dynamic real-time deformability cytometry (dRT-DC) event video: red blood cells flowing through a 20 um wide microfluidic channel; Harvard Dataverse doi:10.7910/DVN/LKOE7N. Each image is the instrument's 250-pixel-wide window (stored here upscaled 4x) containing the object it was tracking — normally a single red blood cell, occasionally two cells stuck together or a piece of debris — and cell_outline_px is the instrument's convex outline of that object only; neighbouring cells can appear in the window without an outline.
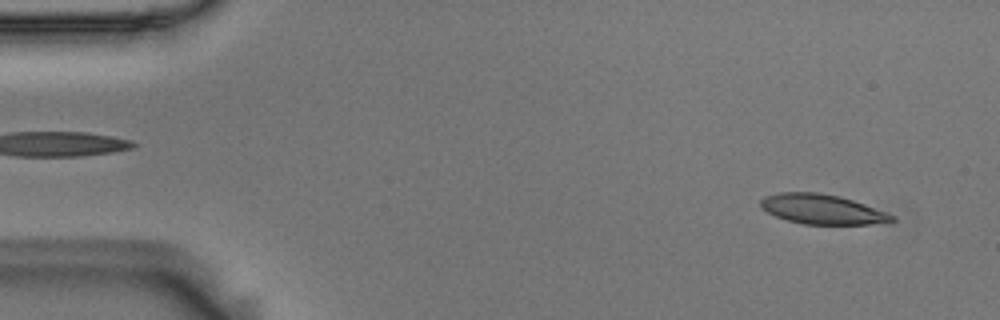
{"species": "Egyptian fruit bat (a non-hibernating species)", "species_latin": "Rousettus aegyptiacus", "temperature_condition": "room temperature", "stored_images_in_passage": 53, "camera_frame_rate_fps": 3000, "um_per_image_px": 0.085, "animal": {"sex": "male"}, "frame": {"image": 1, "passage_image": 3, "time_ms": 0.667, "image_size_px": [1000, 320], "cell_outline_px": [[896, 220], [892, 224], [804, 224], [788, 220], [776, 216], [768, 212], [760, 204], [760, 200], [764, 196], [780, 192], [816, 192], [840, 196], [864, 204], [896, 216]], "centroid_in_image_um": [69.95, 17.79], "position_along_channel_um": 15.1, "area_um2": 22.83}}
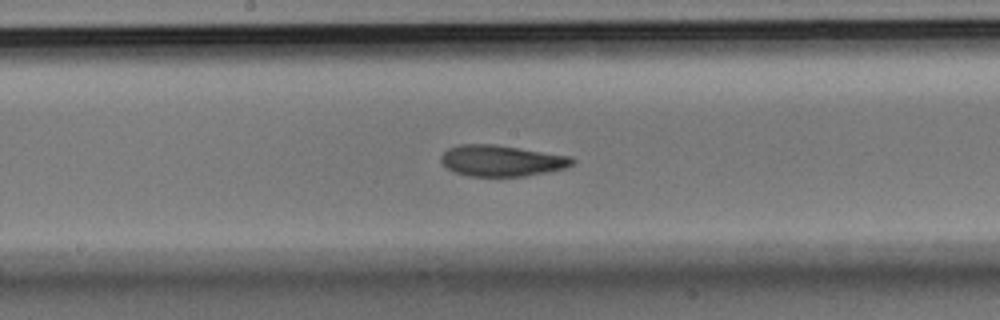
{"frame": {"image": 2, "passage_image": 27, "time_ms": 8.667, "image_size_px": [1000, 320], "cell_outline_px": [[576, 160], [572, 164], [564, 168], [524, 176], [468, 176], [456, 172], [448, 168], [440, 160], [440, 156], [448, 148], [460, 144], [496, 144], [572, 156]], "centroid_in_image_um": [42.63, 13.64], "position_along_channel_um": 205.6, "area_um2": 23.76}}
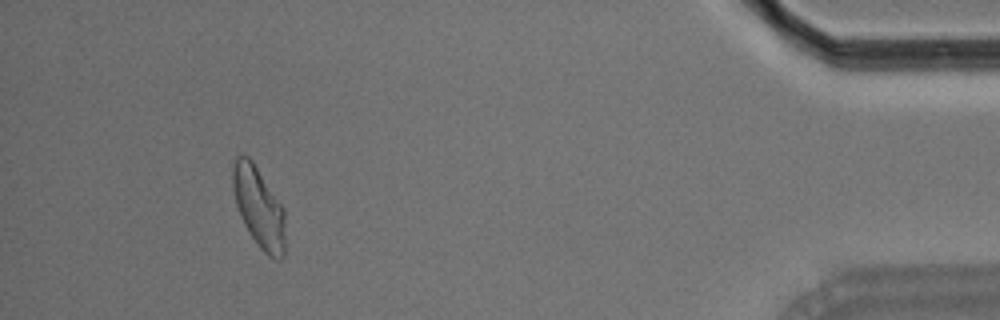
{"frame": {"image": 3, "passage_image": 49, "time_ms": 16.0, "image_size_px": [1000, 320], "cell_outline_px": [[284, 256], [280, 260], [276, 260], [268, 256], [260, 248], [248, 232], [240, 216], [236, 204], [232, 188], [232, 168], [236, 156], [248, 156], [252, 160], [284, 208]], "centroid_in_image_um": [21.99, 17.63], "position_along_channel_um": 413.2, "area_um2": 24.62}, "authors_computed_cell_mechanics": {"area_um2": 23.9292, "velocity_mm_per_s": 3.68, "shape_relaxation_time_tau1_ms": 6.421, "shape_relaxation_time_tau2_ms": 3.2383, "deformation_change_tau1": 0.1856, "deformation_change_tau2": 0.0953}}